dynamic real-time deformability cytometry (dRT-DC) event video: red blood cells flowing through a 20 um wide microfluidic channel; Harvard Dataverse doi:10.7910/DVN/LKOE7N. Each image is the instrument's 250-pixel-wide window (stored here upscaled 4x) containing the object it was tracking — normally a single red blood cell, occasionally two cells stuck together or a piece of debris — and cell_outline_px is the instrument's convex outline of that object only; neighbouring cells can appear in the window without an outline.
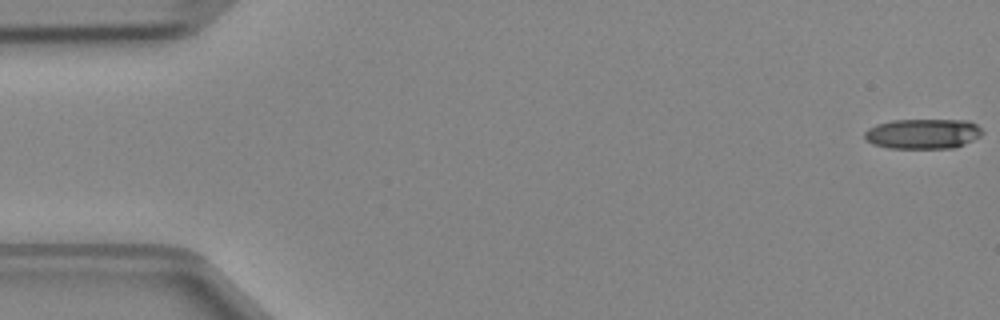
{"species": "Egyptian fruit bat (a non-hibernating species)", "species_latin": "Rousettus aegyptiacus", "temperature_condition": "cold", "stored_images_in_passage": 48, "camera_frame_rate_fps": 3000, "um_per_image_px": 0.085, "animal": {"sex": "female"}, "frame": {"image": 1, "passage_image": 1, "time_ms": 0.0, "image_size_px": [1000, 320], "cell_outline_px": [[984, 132], [980, 136], [964, 144], [952, 148], [888, 148], [872, 144], [864, 136], [864, 132], [868, 128], [876, 124], [892, 120], [968, 120], [976, 124]], "centroid_in_image_um": [78.44, 11.36], "position_along_channel_um": 6.6, "area_um2": 20.63}}
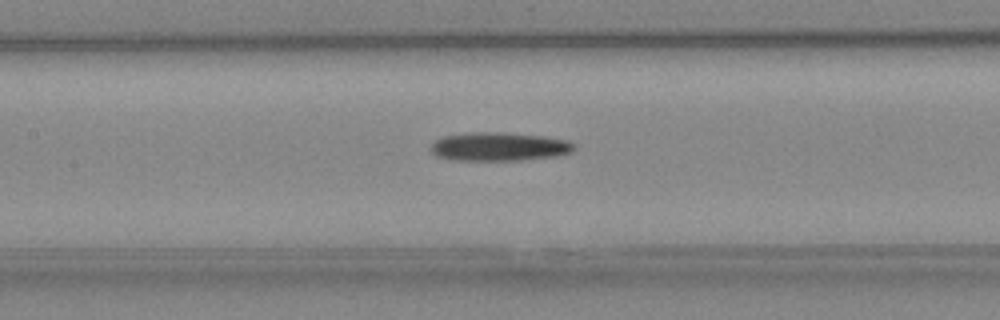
{"frame": {"image": 2, "passage_image": 22, "time_ms": 7.0, "image_size_px": [1000, 320], "cell_outline_px": [[576, 148], [572, 152], [560, 156], [520, 160], [456, 160], [436, 156], [432, 152], [432, 144], [436, 140], [444, 136], [476, 132], [504, 132], [544, 136], [568, 140], [576, 144]], "centroid_in_image_um": [42.51, 12.46], "position_along_channel_um": 164.9, "area_um2": 23.99}}
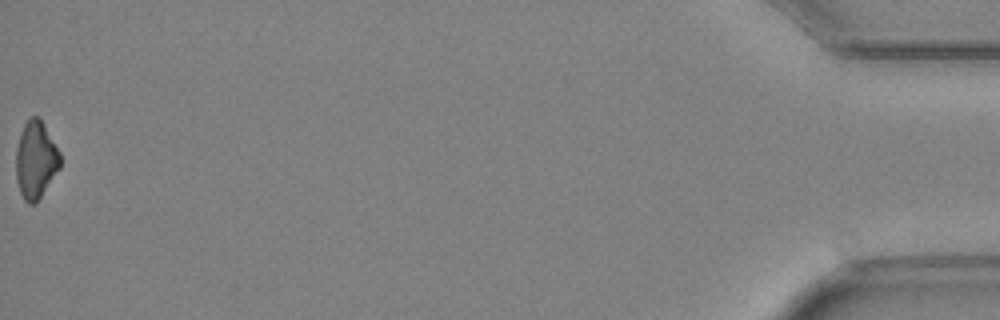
{"frame": {"image": 3, "passage_image": 48, "time_ms": 15.667, "image_size_px": [1000, 320], "cell_outline_px": [[60, 168], [36, 204], [28, 204], [24, 200], [20, 192], [16, 180], [16, 148], [24, 124], [32, 116], [40, 116], [60, 152]], "centroid_in_image_um": [3.04, 13.6], "position_along_channel_um": 432.2, "area_um2": 20.06}}